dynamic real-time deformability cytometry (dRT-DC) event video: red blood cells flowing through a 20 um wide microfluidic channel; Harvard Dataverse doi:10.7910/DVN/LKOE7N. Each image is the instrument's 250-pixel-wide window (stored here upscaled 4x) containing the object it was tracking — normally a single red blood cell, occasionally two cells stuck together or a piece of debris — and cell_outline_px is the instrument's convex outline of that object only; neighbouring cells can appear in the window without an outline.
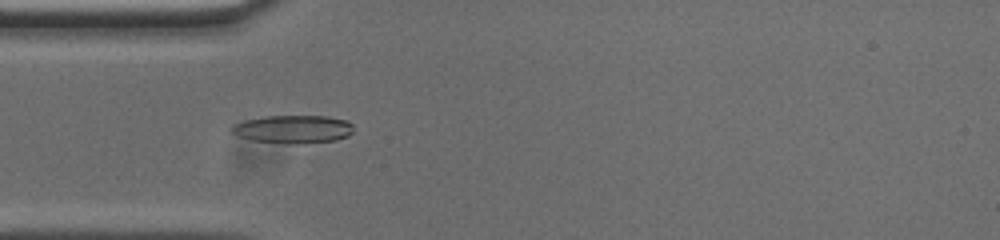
{"species": "common noctule bat (a hibernating species)", "species_latin": "Nyctalus noctula", "temperature_condition": "cold", "stored_images_in_passage": 30, "camera_frame_rate_fps": 3000, "um_per_image_px": 0.085, "animal": {"sex": "male", "body_mass_g": 20.0, "forearm_length_mm": 53.3}, "frame": {"image": 1, "passage_image": 15, "time_ms": 4.667, "image_size_px": [1000, 240], "cell_outline_px": [[352, 132], [348, 136], [336, 140], [288, 144], [252, 140], [240, 136], [232, 132], [232, 124], [244, 120], [264, 116], [328, 116], [344, 120], [352, 124]], "centroid_in_image_um": [24.9, 10.97], "position_along_channel_um": 60.1, "area_um2": 19.77}}
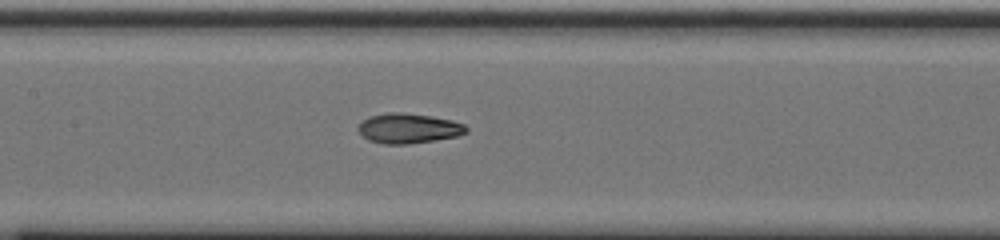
{"frame": {"image": 2, "passage_image": 24, "time_ms": 7.667, "image_size_px": [1000, 240], "cell_outline_px": [[468, 132], [456, 136], [436, 140], [408, 144], [384, 144], [368, 140], [356, 128], [364, 120], [372, 116], [392, 112], [404, 112], [432, 116], [452, 120], [464, 124], [468, 128]], "centroid_in_image_um": [34.75, 10.91], "position_along_channel_um": 172.6, "area_um2": 18.79}}
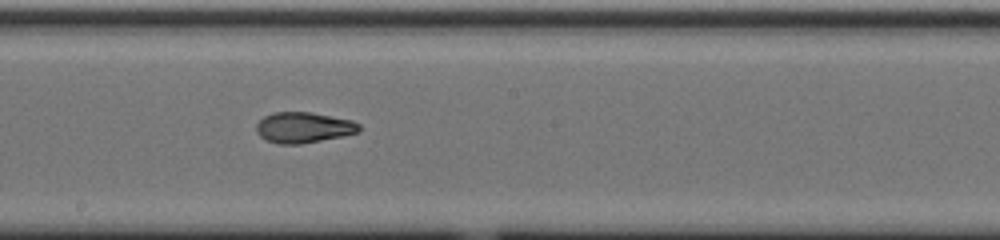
{"frame": {"image": 3, "passage_image": 28, "time_ms": 9.0, "image_size_px": [1000, 240], "cell_outline_px": [[360, 132], [344, 136], [300, 144], [276, 144], [264, 140], [256, 132], [256, 124], [264, 116], [272, 112], [312, 112], [352, 120], [360, 124]], "centroid_in_image_um": [25.79, 10.84], "position_along_channel_um": 222.4, "area_um2": 18.67}}